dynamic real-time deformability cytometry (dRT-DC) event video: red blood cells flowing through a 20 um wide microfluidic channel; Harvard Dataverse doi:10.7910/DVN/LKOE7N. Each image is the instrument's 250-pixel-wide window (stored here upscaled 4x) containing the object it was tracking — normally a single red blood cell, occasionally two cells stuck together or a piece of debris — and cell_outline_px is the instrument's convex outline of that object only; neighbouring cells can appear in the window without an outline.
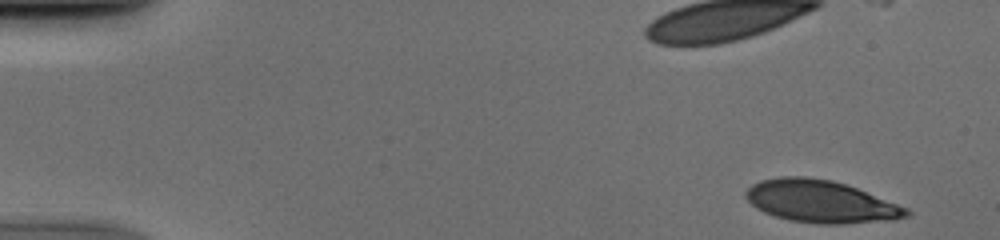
{"species": "human", "species_latin": "Homo sapiens", "temperature_condition": "cold", "stored_images_in_passage": 39, "camera_frame_rate_fps": 3000, "um_per_image_px": 0.085, "donor": {"sex": "male"}, "frame": {"image": 1, "passage_image": 1, "time_ms": 0.0, "image_size_px": [1000, 240], "cell_outline_px": [[912, 212], [908, 216], [896, 220], [844, 224], [820, 224], [788, 220], [764, 212], [756, 208], [744, 196], [744, 192], [752, 184], [760, 180], [780, 176], [804, 176], [832, 180], [856, 188], [908, 208]], "centroid_in_image_um": [69.76, 17.13], "position_along_channel_um": 15.2, "area_um2": 39.77}}
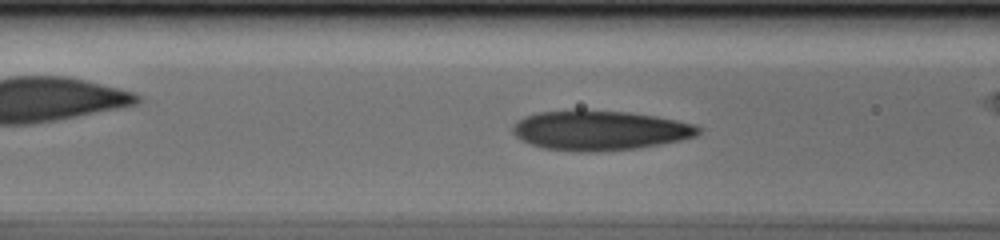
{"frame": {"image": 2, "passage_image": 19, "time_ms": 6.0, "image_size_px": [1000, 240], "cell_outline_px": [[700, 132], [696, 136], [680, 140], [640, 148], [596, 152], [580, 152], [544, 148], [520, 140], [512, 132], [512, 124], [516, 120], [524, 116], [536, 112], [576, 108], [580, 108], [628, 112], [656, 116], [696, 124], [700, 128]], "centroid_in_image_um": [50.93, 11.06], "position_along_channel_um": 115.7, "area_um2": 43.87}}
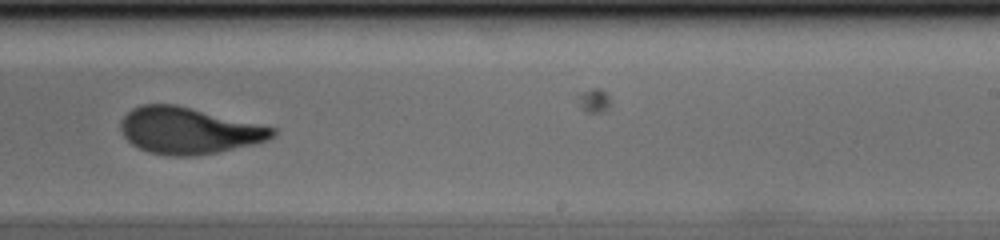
{"frame": {"image": 3, "passage_image": 31, "time_ms": 10.0, "image_size_px": [1000, 240], "cell_outline_px": [[276, 136], [268, 140], [256, 144], [220, 152], [196, 156], [168, 156], [148, 152], [132, 144], [124, 136], [120, 128], [120, 120], [132, 108], [140, 104], [176, 104], [276, 128]], "centroid_in_image_um": [16.05, 11.11], "position_along_channel_um": 273.0, "area_um2": 41.44}}